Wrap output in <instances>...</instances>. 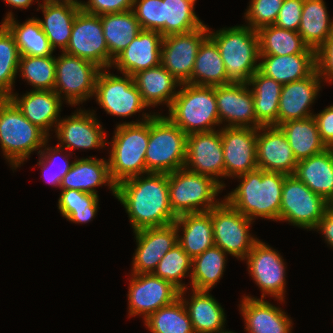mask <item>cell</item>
Masks as SVG:
<instances>
[{"label": "cell", "instance_id": "obj_19", "mask_svg": "<svg viewBox=\"0 0 333 333\" xmlns=\"http://www.w3.org/2000/svg\"><path fill=\"white\" fill-rule=\"evenodd\" d=\"M215 98L220 125L225 127L254 128L261 125L255 116L254 100L248 83L231 82L215 86Z\"/></svg>", "mask_w": 333, "mask_h": 333}, {"label": "cell", "instance_id": "obj_10", "mask_svg": "<svg viewBox=\"0 0 333 333\" xmlns=\"http://www.w3.org/2000/svg\"><path fill=\"white\" fill-rule=\"evenodd\" d=\"M214 244L227 254L244 260L259 240L250 234L251 222L224 198L211 209Z\"/></svg>", "mask_w": 333, "mask_h": 333}, {"label": "cell", "instance_id": "obj_22", "mask_svg": "<svg viewBox=\"0 0 333 333\" xmlns=\"http://www.w3.org/2000/svg\"><path fill=\"white\" fill-rule=\"evenodd\" d=\"M256 152L258 169L294 175L298 162L285 134L279 127L258 128Z\"/></svg>", "mask_w": 333, "mask_h": 333}, {"label": "cell", "instance_id": "obj_23", "mask_svg": "<svg viewBox=\"0 0 333 333\" xmlns=\"http://www.w3.org/2000/svg\"><path fill=\"white\" fill-rule=\"evenodd\" d=\"M322 82L315 70L306 78L284 84L279 99L277 127L290 120L312 117L310 107L318 97Z\"/></svg>", "mask_w": 333, "mask_h": 333}, {"label": "cell", "instance_id": "obj_20", "mask_svg": "<svg viewBox=\"0 0 333 333\" xmlns=\"http://www.w3.org/2000/svg\"><path fill=\"white\" fill-rule=\"evenodd\" d=\"M94 112L80 108L73 115L60 119L55 128L57 140H60L57 145L68 152L74 149L103 148L105 144H109L103 126Z\"/></svg>", "mask_w": 333, "mask_h": 333}, {"label": "cell", "instance_id": "obj_33", "mask_svg": "<svg viewBox=\"0 0 333 333\" xmlns=\"http://www.w3.org/2000/svg\"><path fill=\"white\" fill-rule=\"evenodd\" d=\"M99 17L110 54V67H112L114 59L138 36L142 28L132 10L103 14Z\"/></svg>", "mask_w": 333, "mask_h": 333}, {"label": "cell", "instance_id": "obj_17", "mask_svg": "<svg viewBox=\"0 0 333 333\" xmlns=\"http://www.w3.org/2000/svg\"><path fill=\"white\" fill-rule=\"evenodd\" d=\"M185 168L219 181L224 177V152L219 130L196 132L187 136ZM223 182V183H222Z\"/></svg>", "mask_w": 333, "mask_h": 333}, {"label": "cell", "instance_id": "obj_8", "mask_svg": "<svg viewBox=\"0 0 333 333\" xmlns=\"http://www.w3.org/2000/svg\"><path fill=\"white\" fill-rule=\"evenodd\" d=\"M169 203L176 216L208 212L221 201L215 200L223 187L210 176L185 167L168 173Z\"/></svg>", "mask_w": 333, "mask_h": 333}, {"label": "cell", "instance_id": "obj_26", "mask_svg": "<svg viewBox=\"0 0 333 333\" xmlns=\"http://www.w3.org/2000/svg\"><path fill=\"white\" fill-rule=\"evenodd\" d=\"M239 305L240 314L248 333H291L293 323L286 312L269 301L252 296H243Z\"/></svg>", "mask_w": 333, "mask_h": 333}, {"label": "cell", "instance_id": "obj_27", "mask_svg": "<svg viewBox=\"0 0 333 333\" xmlns=\"http://www.w3.org/2000/svg\"><path fill=\"white\" fill-rule=\"evenodd\" d=\"M106 184L116 197L117 185L111 178L108 160L89 156L73 161L71 169L61 181L60 189H75L98 195L95 188Z\"/></svg>", "mask_w": 333, "mask_h": 333}, {"label": "cell", "instance_id": "obj_50", "mask_svg": "<svg viewBox=\"0 0 333 333\" xmlns=\"http://www.w3.org/2000/svg\"><path fill=\"white\" fill-rule=\"evenodd\" d=\"M58 209L63 217H67L73 209H81L87 206H98V195L85 193L75 189H60Z\"/></svg>", "mask_w": 333, "mask_h": 333}, {"label": "cell", "instance_id": "obj_31", "mask_svg": "<svg viewBox=\"0 0 333 333\" xmlns=\"http://www.w3.org/2000/svg\"><path fill=\"white\" fill-rule=\"evenodd\" d=\"M133 78L143 102L148 107H155L163 103L170 108L173 99L178 93L176 87L181 85L161 64L140 71Z\"/></svg>", "mask_w": 333, "mask_h": 333}, {"label": "cell", "instance_id": "obj_38", "mask_svg": "<svg viewBox=\"0 0 333 333\" xmlns=\"http://www.w3.org/2000/svg\"><path fill=\"white\" fill-rule=\"evenodd\" d=\"M278 127L285 134L297 162L327 149L320 139L313 116L302 120H290Z\"/></svg>", "mask_w": 333, "mask_h": 333}, {"label": "cell", "instance_id": "obj_56", "mask_svg": "<svg viewBox=\"0 0 333 333\" xmlns=\"http://www.w3.org/2000/svg\"><path fill=\"white\" fill-rule=\"evenodd\" d=\"M98 208V206H87L81 209H73L66 219L79 224L90 222L95 217Z\"/></svg>", "mask_w": 333, "mask_h": 333}, {"label": "cell", "instance_id": "obj_11", "mask_svg": "<svg viewBox=\"0 0 333 333\" xmlns=\"http://www.w3.org/2000/svg\"><path fill=\"white\" fill-rule=\"evenodd\" d=\"M100 71L94 63L62 52L56 58L54 91L71 106L82 104L94 96Z\"/></svg>", "mask_w": 333, "mask_h": 333}, {"label": "cell", "instance_id": "obj_51", "mask_svg": "<svg viewBox=\"0 0 333 333\" xmlns=\"http://www.w3.org/2000/svg\"><path fill=\"white\" fill-rule=\"evenodd\" d=\"M303 3L304 0H284L274 25L298 32Z\"/></svg>", "mask_w": 333, "mask_h": 333}, {"label": "cell", "instance_id": "obj_15", "mask_svg": "<svg viewBox=\"0 0 333 333\" xmlns=\"http://www.w3.org/2000/svg\"><path fill=\"white\" fill-rule=\"evenodd\" d=\"M128 291L129 317L149 315L179 298L180 290L172 283L149 274L131 273Z\"/></svg>", "mask_w": 333, "mask_h": 333}, {"label": "cell", "instance_id": "obj_55", "mask_svg": "<svg viewBox=\"0 0 333 333\" xmlns=\"http://www.w3.org/2000/svg\"><path fill=\"white\" fill-rule=\"evenodd\" d=\"M320 231L325 238V242L333 247V209L330 207L320 219L318 226L315 228Z\"/></svg>", "mask_w": 333, "mask_h": 333}, {"label": "cell", "instance_id": "obj_41", "mask_svg": "<svg viewBox=\"0 0 333 333\" xmlns=\"http://www.w3.org/2000/svg\"><path fill=\"white\" fill-rule=\"evenodd\" d=\"M227 255L214 245L193 258L190 287L195 290L211 291L225 271Z\"/></svg>", "mask_w": 333, "mask_h": 333}, {"label": "cell", "instance_id": "obj_59", "mask_svg": "<svg viewBox=\"0 0 333 333\" xmlns=\"http://www.w3.org/2000/svg\"><path fill=\"white\" fill-rule=\"evenodd\" d=\"M222 333H235V332L226 330V331H224Z\"/></svg>", "mask_w": 333, "mask_h": 333}, {"label": "cell", "instance_id": "obj_4", "mask_svg": "<svg viewBox=\"0 0 333 333\" xmlns=\"http://www.w3.org/2000/svg\"><path fill=\"white\" fill-rule=\"evenodd\" d=\"M208 36L216 43L227 77L232 82L248 83L258 70L259 38L257 30L247 25L222 28Z\"/></svg>", "mask_w": 333, "mask_h": 333}, {"label": "cell", "instance_id": "obj_58", "mask_svg": "<svg viewBox=\"0 0 333 333\" xmlns=\"http://www.w3.org/2000/svg\"><path fill=\"white\" fill-rule=\"evenodd\" d=\"M6 4H9L11 7H15V9H27L34 2L33 0H4Z\"/></svg>", "mask_w": 333, "mask_h": 333}, {"label": "cell", "instance_id": "obj_30", "mask_svg": "<svg viewBox=\"0 0 333 333\" xmlns=\"http://www.w3.org/2000/svg\"><path fill=\"white\" fill-rule=\"evenodd\" d=\"M258 70L282 85L310 76L316 70V53L260 55Z\"/></svg>", "mask_w": 333, "mask_h": 333}, {"label": "cell", "instance_id": "obj_44", "mask_svg": "<svg viewBox=\"0 0 333 333\" xmlns=\"http://www.w3.org/2000/svg\"><path fill=\"white\" fill-rule=\"evenodd\" d=\"M20 53L13 34L0 25V98L9 97L19 68Z\"/></svg>", "mask_w": 333, "mask_h": 333}, {"label": "cell", "instance_id": "obj_48", "mask_svg": "<svg viewBox=\"0 0 333 333\" xmlns=\"http://www.w3.org/2000/svg\"><path fill=\"white\" fill-rule=\"evenodd\" d=\"M284 0H251L244 13L247 26L254 30L274 25Z\"/></svg>", "mask_w": 333, "mask_h": 333}, {"label": "cell", "instance_id": "obj_46", "mask_svg": "<svg viewBox=\"0 0 333 333\" xmlns=\"http://www.w3.org/2000/svg\"><path fill=\"white\" fill-rule=\"evenodd\" d=\"M192 258L177 243L159 261L153 275L172 283L180 291L187 290L182 278L191 277ZM190 273V274H189Z\"/></svg>", "mask_w": 333, "mask_h": 333}, {"label": "cell", "instance_id": "obj_53", "mask_svg": "<svg viewBox=\"0 0 333 333\" xmlns=\"http://www.w3.org/2000/svg\"><path fill=\"white\" fill-rule=\"evenodd\" d=\"M316 70L323 81L333 83V33L316 51Z\"/></svg>", "mask_w": 333, "mask_h": 333}, {"label": "cell", "instance_id": "obj_42", "mask_svg": "<svg viewBox=\"0 0 333 333\" xmlns=\"http://www.w3.org/2000/svg\"><path fill=\"white\" fill-rule=\"evenodd\" d=\"M144 323L151 333H195L180 297L149 315Z\"/></svg>", "mask_w": 333, "mask_h": 333}, {"label": "cell", "instance_id": "obj_40", "mask_svg": "<svg viewBox=\"0 0 333 333\" xmlns=\"http://www.w3.org/2000/svg\"><path fill=\"white\" fill-rule=\"evenodd\" d=\"M260 55H291L316 53L296 31L268 25L257 30Z\"/></svg>", "mask_w": 333, "mask_h": 333}, {"label": "cell", "instance_id": "obj_52", "mask_svg": "<svg viewBox=\"0 0 333 333\" xmlns=\"http://www.w3.org/2000/svg\"><path fill=\"white\" fill-rule=\"evenodd\" d=\"M133 3L134 0H88L87 3L83 2L81 10L100 16L132 10Z\"/></svg>", "mask_w": 333, "mask_h": 333}, {"label": "cell", "instance_id": "obj_36", "mask_svg": "<svg viewBox=\"0 0 333 333\" xmlns=\"http://www.w3.org/2000/svg\"><path fill=\"white\" fill-rule=\"evenodd\" d=\"M42 3L38 2V5L42 9L44 20L38 21L51 47L54 50L59 47L63 52L68 46L75 17L81 9L44 1Z\"/></svg>", "mask_w": 333, "mask_h": 333}, {"label": "cell", "instance_id": "obj_1", "mask_svg": "<svg viewBox=\"0 0 333 333\" xmlns=\"http://www.w3.org/2000/svg\"><path fill=\"white\" fill-rule=\"evenodd\" d=\"M116 198L129 216L133 232L174 223L169 203L168 173L149 172L117 184Z\"/></svg>", "mask_w": 333, "mask_h": 333}, {"label": "cell", "instance_id": "obj_24", "mask_svg": "<svg viewBox=\"0 0 333 333\" xmlns=\"http://www.w3.org/2000/svg\"><path fill=\"white\" fill-rule=\"evenodd\" d=\"M163 36L158 31L142 30L137 37L114 59L112 66L122 73H136L161 64Z\"/></svg>", "mask_w": 333, "mask_h": 333}, {"label": "cell", "instance_id": "obj_47", "mask_svg": "<svg viewBox=\"0 0 333 333\" xmlns=\"http://www.w3.org/2000/svg\"><path fill=\"white\" fill-rule=\"evenodd\" d=\"M48 140L45 142L42 150L38 153L39 161L37 163L38 166H41L42 176L45 178V181L51 186H55L56 188H60L61 181L63 177L69 172L71 169L73 162H69L68 155H64V157L59 156V154L64 151V148L56 145V147L47 146ZM60 158V159H58ZM63 158V159H62ZM62 160V161H60ZM57 166V170L53 169ZM54 168H53V167Z\"/></svg>", "mask_w": 333, "mask_h": 333}, {"label": "cell", "instance_id": "obj_2", "mask_svg": "<svg viewBox=\"0 0 333 333\" xmlns=\"http://www.w3.org/2000/svg\"><path fill=\"white\" fill-rule=\"evenodd\" d=\"M286 176L260 169L245 173L236 177L241 183L224 199L252 221L257 217L280 221L282 188Z\"/></svg>", "mask_w": 333, "mask_h": 333}, {"label": "cell", "instance_id": "obj_57", "mask_svg": "<svg viewBox=\"0 0 333 333\" xmlns=\"http://www.w3.org/2000/svg\"><path fill=\"white\" fill-rule=\"evenodd\" d=\"M43 1L51 4L68 5L79 9H81L83 5V1H78V0H43Z\"/></svg>", "mask_w": 333, "mask_h": 333}, {"label": "cell", "instance_id": "obj_28", "mask_svg": "<svg viewBox=\"0 0 333 333\" xmlns=\"http://www.w3.org/2000/svg\"><path fill=\"white\" fill-rule=\"evenodd\" d=\"M191 298L187 300L185 291H180L192 327L195 333H222L226 321V314L221 304L209 294L210 291L191 289ZM190 301V302H189Z\"/></svg>", "mask_w": 333, "mask_h": 333}, {"label": "cell", "instance_id": "obj_3", "mask_svg": "<svg viewBox=\"0 0 333 333\" xmlns=\"http://www.w3.org/2000/svg\"><path fill=\"white\" fill-rule=\"evenodd\" d=\"M142 115L141 121L116 125L108 159L110 175L116 185L128 178L146 174L145 154L149 142V119L153 115Z\"/></svg>", "mask_w": 333, "mask_h": 333}, {"label": "cell", "instance_id": "obj_12", "mask_svg": "<svg viewBox=\"0 0 333 333\" xmlns=\"http://www.w3.org/2000/svg\"><path fill=\"white\" fill-rule=\"evenodd\" d=\"M106 70L101 69L97 76L94 97L107 114L129 117L148 108L132 76L121 77Z\"/></svg>", "mask_w": 333, "mask_h": 333}, {"label": "cell", "instance_id": "obj_32", "mask_svg": "<svg viewBox=\"0 0 333 333\" xmlns=\"http://www.w3.org/2000/svg\"><path fill=\"white\" fill-rule=\"evenodd\" d=\"M311 191L324 197L329 203L333 200V148L298 161L294 172Z\"/></svg>", "mask_w": 333, "mask_h": 333}, {"label": "cell", "instance_id": "obj_9", "mask_svg": "<svg viewBox=\"0 0 333 333\" xmlns=\"http://www.w3.org/2000/svg\"><path fill=\"white\" fill-rule=\"evenodd\" d=\"M330 203L311 191L294 175H287L282 188L280 221L293 226L315 230Z\"/></svg>", "mask_w": 333, "mask_h": 333}, {"label": "cell", "instance_id": "obj_34", "mask_svg": "<svg viewBox=\"0 0 333 333\" xmlns=\"http://www.w3.org/2000/svg\"><path fill=\"white\" fill-rule=\"evenodd\" d=\"M231 82L216 43L207 36L200 44L191 78L187 83L198 86H219Z\"/></svg>", "mask_w": 333, "mask_h": 333}, {"label": "cell", "instance_id": "obj_14", "mask_svg": "<svg viewBox=\"0 0 333 333\" xmlns=\"http://www.w3.org/2000/svg\"><path fill=\"white\" fill-rule=\"evenodd\" d=\"M244 260L250 276L262 291L261 299L270 295L284 302L286 264L279 252L258 240Z\"/></svg>", "mask_w": 333, "mask_h": 333}, {"label": "cell", "instance_id": "obj_39", "mask_svg": "<svg viewBox=\"0 0 333 333\" xmlns=\"http://www.w3.org/2000/svg\"><path fill=\"white\" fill-rule=\"evenodd\" d=\"M13 34L20 55L49 56L54 49L37 18H30L23 23H18L12 12H8L2 22Z\"/></svg>", "mask_w": 333, "mask_h": 333}, {"label": "cell", "instance_id": "obj_25", "mask_svg": "<svg viewBox=\"0 0 333 333\" xmlns=\"http://www.w3.org/2000/svg\"><path fill=\"white\" fill-rule=\"evenodd\" d=\"M8 98L29 122L37 125L48 136L50 130H55L63 101L54 90H30L22 97L12 93Z\"/></svg>", "mask_w": 333, "mask_h": 333}, {"label": "cell", "instance_id": "obj_18", "mask_svg": "<svg viewBox=\"0 0 333 333\" xmlns=\"http://www.w3.org/2000/svg\"><path fill=\"white\" fill-rule=\"evenodd\" d=\"M223 126L220 133L224 152V178H236L258 169V129Z\"/></svg>", "mask_w": 333, "mask_h": 333}, {"label": "cell", "instance_id": "obj_43", "mask_svg": "<svg viewBox=\"0 0 333 333\" xmlns=\"http://www.w3.org/2000/svg\"><path fill=\"white\" fill-rule=\"evenodd\" d=\"M195 0H163V37L194 31L204 25L194 12Z\"/></svg>", "mask_w": 333, "mask_h": 333}, {"label": "cell", "instance_id": "obj_49", "mask_svg": "<svg viewBox=\"0 0 333 333\" xmlns=\"http://www.w3.org/2000/svg\"><path fill=\"white\" fill-rule=\"evenodd\" d=\"M132 11L142 30L158 31L163 36V0H134Z\"/></svg>", "mask_w": 333, "mask_h": 333}, {"label": "cell", "instance_id": "obj_16", "mask_svg": "<svg viewBox=\"0 0 333 333\" xmlns=\"http://www.w3.org/2000/svg\"><path fill=\"white\" fill-rule=\"evenodd\" d=\"M209 26L183 34L163 37L161 65L181 84L187 83L194 68L195 59L202 41L208 36Z\"/></svg>", "mask_w": 333, "mask_h": 333}, {"label": "cell", "instance_id": "obj_21", "mask_svg": "<svg viewBox=\"0 0 333 333\" xmlns=\"http://www.w3.org/2000/svg\"><path fill=\"white\" fill-rule=\"evenodd\" d=\"M133 233L137 243L132 260L133 274L153 273L161 258L177 244L178 231L174 223Z\"/></svg>", "mask_w": 333, "mask_h": 333}, {"label": "cell", "instance_id": "obj_35", "mask_svg": "<svg viewBox=\"0 0 333 333\" xmlns=\"http://www.w3.org/2000/svg\"><path fill=\"white\" fill-rule=\"evenodd\" d=\"M254 100L255 116L261 126H277L282 84L257 70L248 82Z\"/></svg>", "mask_w": 333, "mask_h": 333}, {"label": "cell", "instance_id": "obj_5", "mask_svg": "<svg viewBox=\"0 0 333 333\" xmlns=\"http://www.w3.org/2000/svg\"><path fill=\"white\" fill-rule=\"evenodd\" d=\"M49 136L29 122L8 98H0V146L13 169L18 168L34 152L43 148Z\"/></svg>", "mask_w": 333, "mask_h": 333}, {"label": "cell", "instance_id": "obj_45", "mask_svg": "<svg viewBox=\"0 0 333 333\" xmlns=\"http://www.w3.org/2000/svg\"><path fill=\"white\" fill-rule=\"evenodd\" d=\"M56 57L20 55L18 72L33 90H54Z\"/></svg>", "mask_w": 333, "mask_h": 333}, {"label": "cell", "instance_id": "obj_29", "mask_svg": "<svg viewBox=\"0 0 333 333\" xmlns=\"http://www.w3.org/2000/svg\"><path fill=\"white\" fill-rule=\"evenodd\" d=\"M174 224L178 231L177 243L192 259L215 245L211 210L179 215Z\"/></svg>", "mask_w": 333, "mask_h": 333}, {"label": "cell", "instance_id": "obj_6", "mask_svg": "<svg viewBox=\"0 0 333 333\" xmlns=\"http://www.w3.org/2000/svg\"><path fill=\"white\" fill-rule=\"evenodd\" d=\"M168 112L167 117L187 135L215 130L220 124L215 86L181 84Z\"/></svg>", "mask_w": 333, "mask_h": 333}, {"label": "cell", "instance_id": "obj_13", "mask_svg": "<svg viewBox=\"0 0 333 333\" xmlns=\"http://www.w3.org/2000/svg\"><path fill=\"white\" fill-rule=\"evenodd\" d=\"M63 52L90 61L101 69H109L110 54L100 17L80 10L75 17L68 46Z\"/></svg>", "mask_w": 333, "mask_h": 333}, {"label": "cell", "instance_id": "obj_60", "mask_svg": "<svg viewBox=\"0 0 333 333\" xmlns=\"http://www.w3.org/2000/svg\"><path fill=\"white\" fill-rule=\"evenodd\" d=\"M330 207L333 209V200H332V202L330 203Z\"/></svg>", "mask_w": 333, "mask_h": 333}, {"label": "cell", "instance_id": "obj_37", "mask_svg": "<svg viewBox=\"0 0 333 333\" xmlns=\"http://www.w3.org/2000/svg\"><path fill=\"white\" fill-rule=\"evenodd\" d=\"M324 0H304L298 33L304 42L317 51L333 33Z\"/></svg>", "mask_w": 333, "mask_h": 333}, {"label": "cell", "instance_id": "obj_54", "mask_svg": "<svg viewBox=\"0 0 333 333\" xmlns=\"http://www.w3.org/2000/svg\"><path fill=\"white\" fill-rule=\"evenodd\" d=\"M321 141L327 148H333V105L318 114H313Z\"/></svg>", "mask_w": 333, "mask_h": 333}, {"label": "cell", "instance_id": "obj_7", "mask_svg": "<svg viewBox=\"0 0 333 333\" xmlns=\"http://www.w3.org/2000/svg\"><path fill=\"white\" fill-rule=\"evenodd\" d=\"M187 136L167 116L154 112L149 119L146 173H171L184 168Z\"/></svg>", "mask_w": 333, "mask_h": 333}]
</instances>
